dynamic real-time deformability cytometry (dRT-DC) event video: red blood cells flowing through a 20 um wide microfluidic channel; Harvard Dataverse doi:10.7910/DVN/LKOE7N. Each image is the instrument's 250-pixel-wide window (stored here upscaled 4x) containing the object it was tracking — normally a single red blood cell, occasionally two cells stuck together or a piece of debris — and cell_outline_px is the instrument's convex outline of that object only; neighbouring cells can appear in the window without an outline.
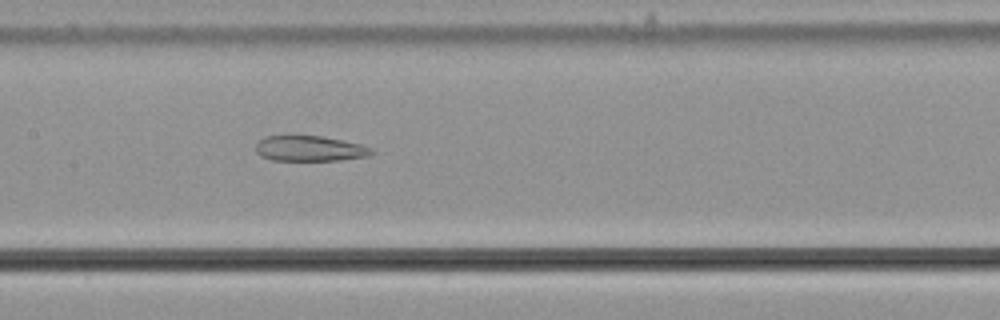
{"species": "common noctule bat (a hibernating species)", "species_latin": "Nyctalus noctula", "temperature_condition": "cold", "stored_images_in_passage": 48, "camera_frame_rate_fps": 3000, "um_per_image_px": 0.085, "animal": {"sex": "male", "body_mass_g": 21.5, "forearm_length_mm": 52.0}, "frame": {"image": 1, "passage_image": 20, "time_ms": 6.333, "image_size_px": [1000, 320], "cell_outline_px": [[376, 152], [368, 156], [340, 160], [272, 160], [260, 156], [256, 152], [256, 144], [264, 136], [320, 136], [360, 144], [372, 148]], "centroid_in_image_um": [26.33, 12.63], "position_along_channel_um": 181.1, "area_um2": 17.05}}
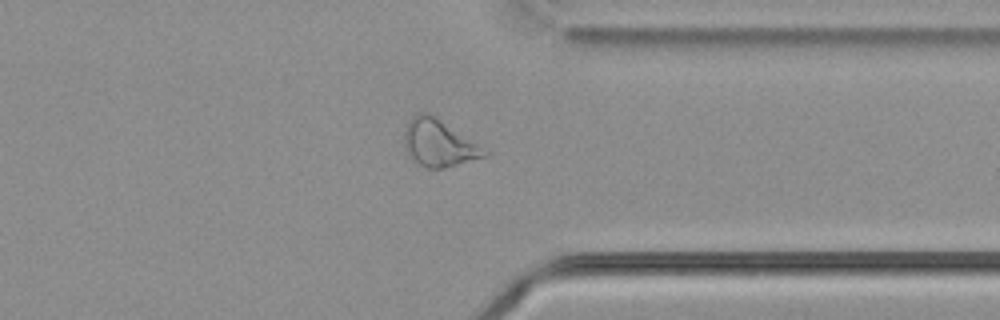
{"frame": {"image": 2, "passage_image": 36, "time_ms": 11.667, "image_size_px": [1000, 320], "cell_outline_px": [[488, 156], [440, 168], [428, 168], [412, 160], [408, 156], [404, 144], [404, 132], [412, 116], [416, 112], [428, 112], [488, 152]], "centroid_in_image_um": [37.22, 12.16], "position_along_channel_um": 374.2, "area_um2": 21.21}}
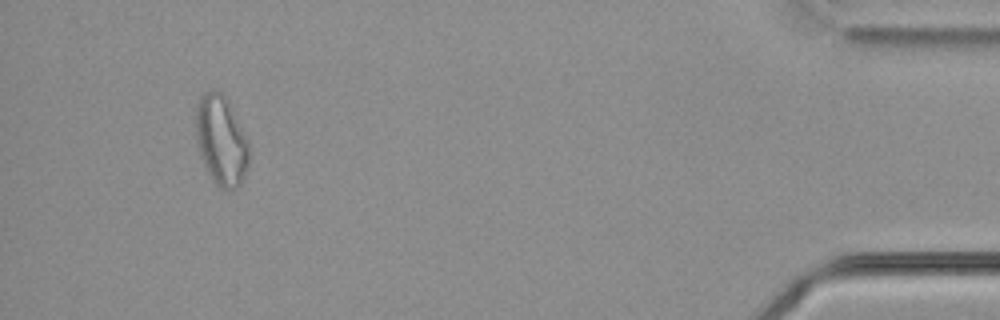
{"frame": {"image": 3, "passage_image": 45, "time_ms": 14.667, "image_size_px": [1000, 320], "cell_outline_px": [[252, 152], [248, 168], [240, 184], [228, 192], [220, 188], [216, 184], [208, 172], [200, 156], [196, 136], [196, 108], [200, 96], [204, 92], [212, 88], [220, 92], [228, 100], [248, 140]], "centroid_in_image_um": [18.83, 11.95], "position_along_channel_um": 416.4, "area_um2": 28.26}, "authors_computed_cell_mechanics": {"area_um2": 23.3801, "velocity_mm_per_s": 3.6685, "shape_relaxation_time_tau1_ms": null, "shape_relaxation_time_tau2_ms": 4.5717, "deformation_change_tau1": null, "deformation_change_tau2": 0.1569}}